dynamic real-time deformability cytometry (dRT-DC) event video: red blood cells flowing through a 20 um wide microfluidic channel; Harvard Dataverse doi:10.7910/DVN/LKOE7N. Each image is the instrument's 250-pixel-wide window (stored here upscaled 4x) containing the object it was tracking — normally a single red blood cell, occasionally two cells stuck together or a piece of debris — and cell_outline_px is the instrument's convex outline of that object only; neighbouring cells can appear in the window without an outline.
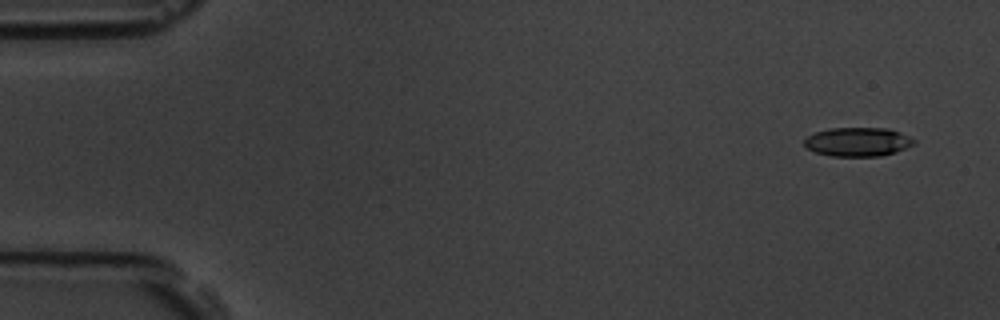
{"species": "common noctule bat (a hibernating species)", "species_latin": "Nyctalus noctula", "temperature_condition": "room temperature", "stored_images_in_passage": 4, "camera_frame_rate_fps": 3000, "um_per_image_px": 0.085, "animal": {"sex": "male", "body_mass_g": 19.5, "forearm_length_mm": 54.6}, "frame": {"image": 1, "passage_image": 1, "time_ms": 0.0, "image_size_px": [1000, 320], "cell_outline_px": [[916, 144], [896, 152], [880, 156], [832, 156], [816, 152], [808, 148], [804, 144], [804, 140], [808, 136], [816, 132], [832, 128], [888, 128], [900, 132], [916, 140]], "centroid_in_image_um": [72.96, 12.06], "position_along_channel_um": 12.0, "area_um2": 18.44}}
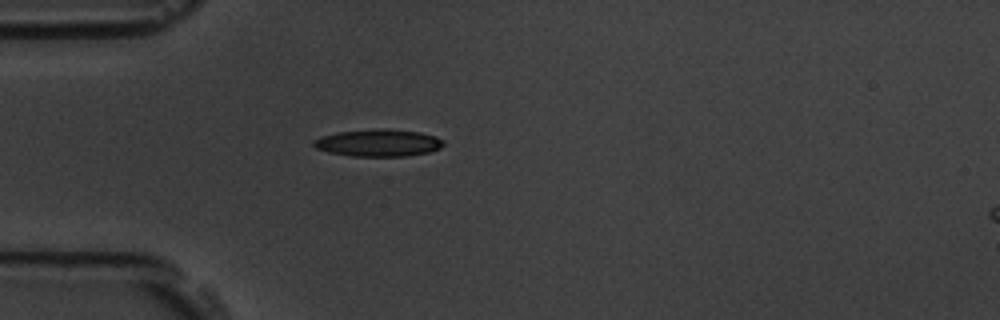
{"frame": {"image": 2, "passage_image": 4, "time_ms": 1.0, "image_size_px": [1000, 320], "cell_outline_px": [[444, 144], [440, 148], [428, 152], [404, 156], [352, 156], [328, 152], [316, 148], [312, 144], [312, 140], [320, 136], [336, 132], [376, 128], [388, 128], [420, 132], [436, 136], [444, 140]], "centroid_in_image_um": [32.14, 12.12], "position_along_channel_um": 52.9, "area_um2": 20.81}}